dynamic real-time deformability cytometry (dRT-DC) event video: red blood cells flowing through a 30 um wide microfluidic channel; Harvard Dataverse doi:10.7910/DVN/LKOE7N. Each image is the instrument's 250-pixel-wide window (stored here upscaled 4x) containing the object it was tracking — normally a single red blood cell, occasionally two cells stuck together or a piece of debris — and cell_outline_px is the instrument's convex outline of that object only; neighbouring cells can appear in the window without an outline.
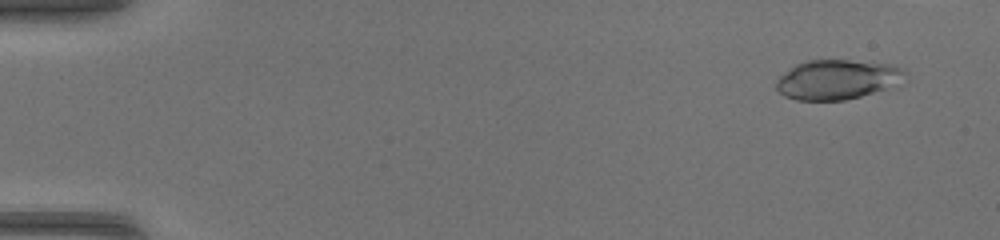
{"species": "common noctule bat (a hibernating species)", "species_latin": "Nyctalus noctula", "temperature_condition": "warm", "stored_images_in_passage": 40, "camera_frame_rate_fps": 3000, "um_per_image_px": 0.085, "animal": {"sex": "female", "body_mass_g": 17.0, "forearm_length_mm": 48.0}, "frame": {"image": 1, "passage_image": 3, "time_ms": 0.667, "image_size_px": [1000, 240], "cell_outline_px": [[908, 76], [884, 88], [860, 96], [844, 100], [796, 100], [784, 96], [776, 88], [776, 80], [780, 76], [796, 64], [808, 60], [848, 60], [888, 64], [904, 68], [908, 72]], "centroid_in_image_um": [71.13, 6.75], "position_along_channel_um": 13.9, "area_um2": 29.36}}
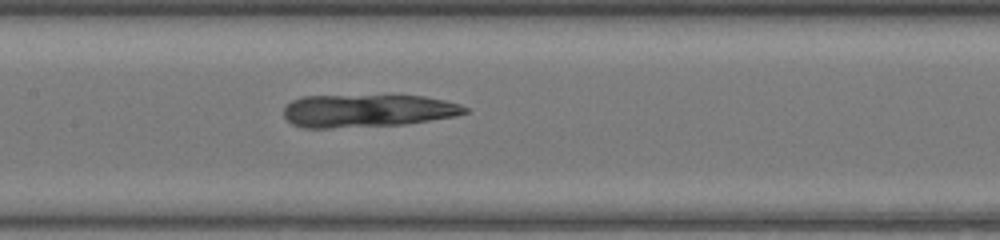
{"frame": {"image": 2, "passage_image": 23, "time_ms": 7.333, "image_size_px": [1000, 240], "cell_outline_px": [[468, 112], [456, 116], [404, 124], [328, 128], [304, 128], [292, 124], [284, 116], [284, 108], [292, 100], [304, 96], [424, 96], [444, 100], [460, 104], [468, 108]], "centroid_in_image_um": [31.23, 9.41], "position_along_channel_um": 176.2, "area_um2": 34.39}}
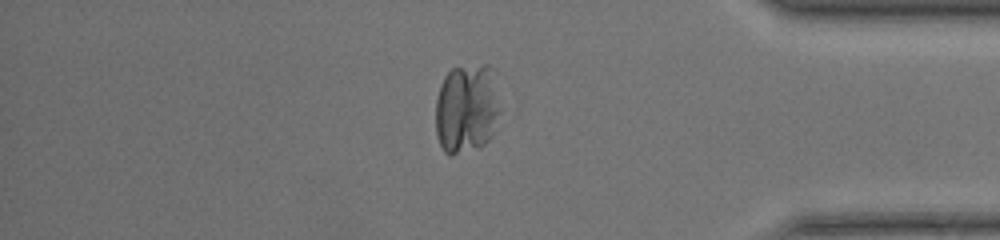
{"frame": {"image": 3, "passage_image": 39, "time_ms": 12.667, "image_size_px": [1000, 240], "cell_outline_px": [[500, 112], [488, 140], [480, 148], [452, 156], [448, 156], [444, 152], [436, 136], [436, 100], [440, 84], [444, 76], [452, 68], [484, 64], [488, 64], [492, 68], [500, 108]], "centroid_in_image_um": [39.64, 9.25], "position_along_channel_um": 395.6, "area_um2": 34.04}}